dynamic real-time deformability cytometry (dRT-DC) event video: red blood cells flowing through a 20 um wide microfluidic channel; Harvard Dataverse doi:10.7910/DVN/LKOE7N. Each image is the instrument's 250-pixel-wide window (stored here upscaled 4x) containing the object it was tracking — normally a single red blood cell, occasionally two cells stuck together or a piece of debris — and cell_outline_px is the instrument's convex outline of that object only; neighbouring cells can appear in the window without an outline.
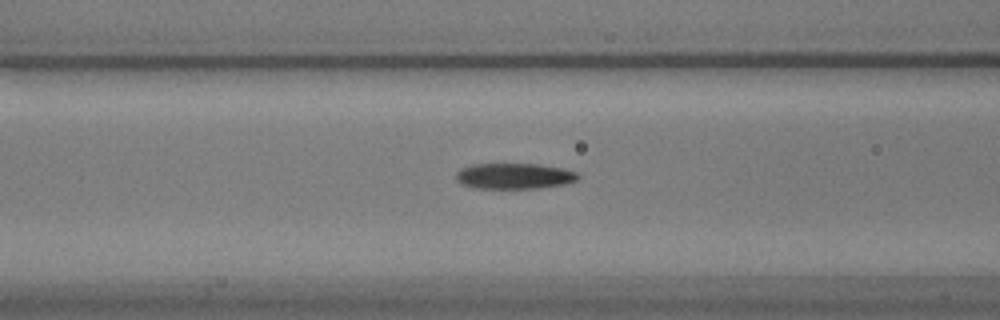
{"species": "common noctule bat (a hibernating species)", "species_latin": "Nyctalus noctula", "temperature_condition": "warm", "stored_images_in_passage": 43, "segment_of_instrument_passage": [1, 2], "camera_frame_rate_fps": 3000, "um_per_image_px": 0.085, "animal": {"sex": "male", "body_mass_g": 17.9}, "frame": {"image": 1, "passage_image": 7, "time_ms": 2.0, "image_size_px": [1000, 320], "cell_outline_px": [[580, 176], [576, 180], [564, 184], [540, 188], [476, 188], [460, 184], [456, 180], [456, 172], [460, 168], [472, 164], [540, 164], [564, 168], [576, 172]], "centroid_in_image_um": [43.69, 14.96], "position_along_channel_um": 122.9, "area_um2": 18.44}}
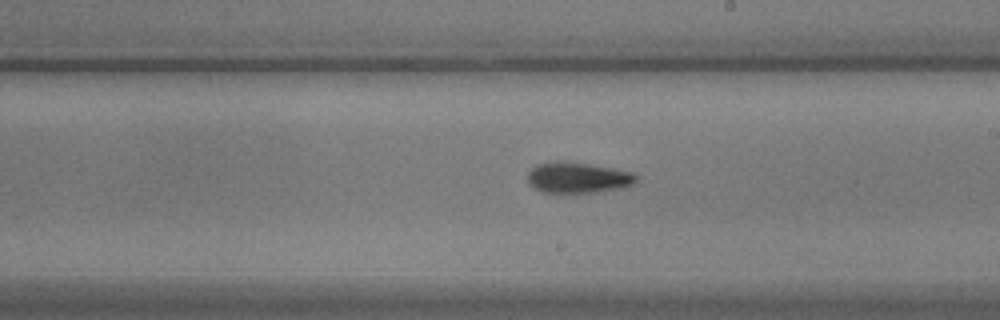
{"frame": {"image": 2, "passage_image": 17, "time_ms": 5.333, "image_size_px": [1000, 320], "cell_outline_px": [[640, 176], [632, 184], [620, 188], [596, 192], [540, 192], [532, 188], [528, 184], [528, 172], [536, 164], [556, 160], [588, 164], [612, 168], [632, 172]], "centroid_in_image_um": [49.07, 15.09], "position_along_channel_um": 239.9, "area_um2": 19.54}}
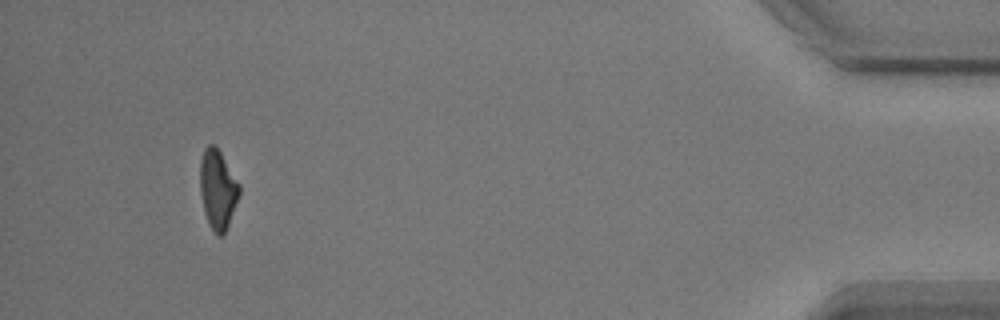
{"frame": {"image": 3, "passage_image": 38, "time_ms": 12.333, "image_size_px": [1000, 320], "cell_outline_px": [[240, 192], [228, 224], [224, 232], [220, 236], [216, 236], [208, 224], [204, 212], [200, 192], [200, 160], [204, 148], [208, 144], [212, 144], [220, 152], [240, 184]], "centroid_in_image_um": [18.48, 16.09], "position_along_channel_um": 416.7, "area_um2": 17.98}}